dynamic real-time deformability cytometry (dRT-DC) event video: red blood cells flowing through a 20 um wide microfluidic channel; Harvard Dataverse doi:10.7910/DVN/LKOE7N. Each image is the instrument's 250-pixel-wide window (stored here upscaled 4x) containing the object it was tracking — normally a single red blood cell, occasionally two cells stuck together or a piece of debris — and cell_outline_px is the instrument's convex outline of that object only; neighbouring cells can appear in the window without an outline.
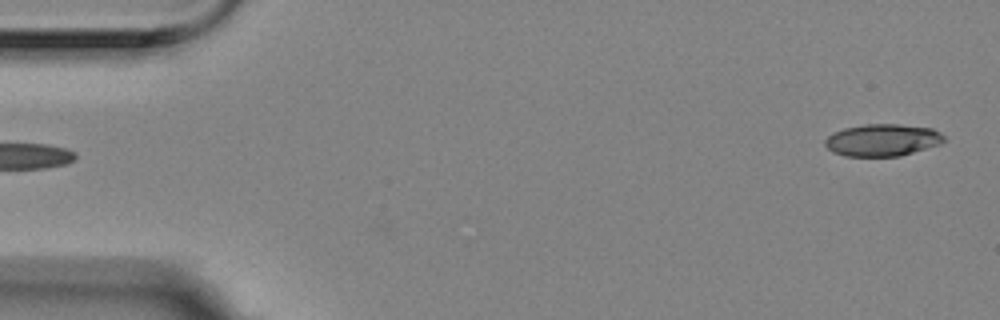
{"species": "Egyptian fruit bat (a non-hibernating species)", "species_latin": "Rousettus aegyptiacus", "temperature_condition": "room temperature", "stored_images_in_passage": 5, "segment_of_instrument_passage": [2, 2], "camera_frame_rate_fps": 3000, "um_per_image_px": 0.085, "animal": {"sex": "female"}, "frame": {"image": 1, "passage_image": 5, "time_ms": 1.333, "image_size_px": [1000, 320], "cell_outline_px": [[944, 140], [940, 144], [900, 156], [844, 156], [832, 152], [824, 144], [824, 140], [828, 136], [844, 128], [864, 124], [896, 124], [932, 128], [940, 132], [944, 136]], "centroid_in_image_um": [74.99, 11.91], "position_along_channel_um": 10.0, "area_um2": 22.2}}